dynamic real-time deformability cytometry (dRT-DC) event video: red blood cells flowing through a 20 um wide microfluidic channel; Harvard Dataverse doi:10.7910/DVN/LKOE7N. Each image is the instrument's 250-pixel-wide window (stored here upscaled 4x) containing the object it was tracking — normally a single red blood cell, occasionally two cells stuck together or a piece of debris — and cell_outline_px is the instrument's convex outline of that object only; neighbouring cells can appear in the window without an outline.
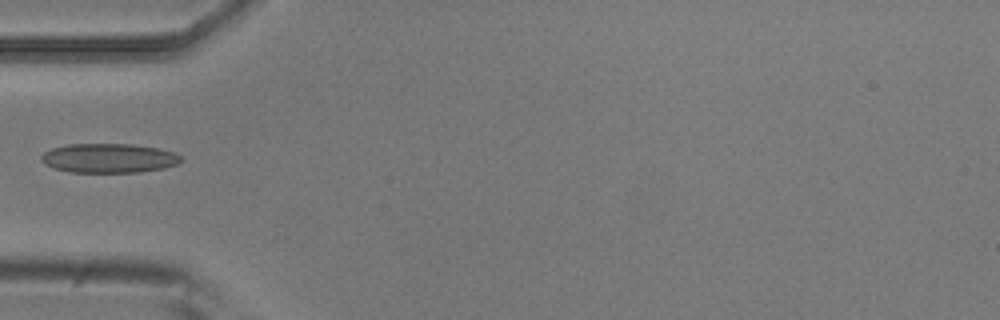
{"species": "common noctule bat (a hibernating species)", "species_latin": "Nyctalus noctula", "temperature_condition": "room temperature", "stored_images_in_passage": 5, "camera_frame_rate_fps": 3000, "um_per_image_px": 0.085, "animal": {"sex": "male", "body_mass_g": 20.5, "forearm_length_mm": 52.5}, "frame": {"image": 1, "passage_image": 4, "time_ms": 1.0, "image_size_px": [1000, 320], "cell_outline_px": [[184, 160], [176, 164], [164, 168], [140, 172], [68, 172], [52, 168], [44, 164], [40, 160], [40, 156], [44, 152], [52, 148], [68, 144], [132, 144], [160, 148], [176, 152]], "centroid_in_image_um": [9.25, 13.44], "position_along_channel_um": 75.8, "area_um2": 24.16}}
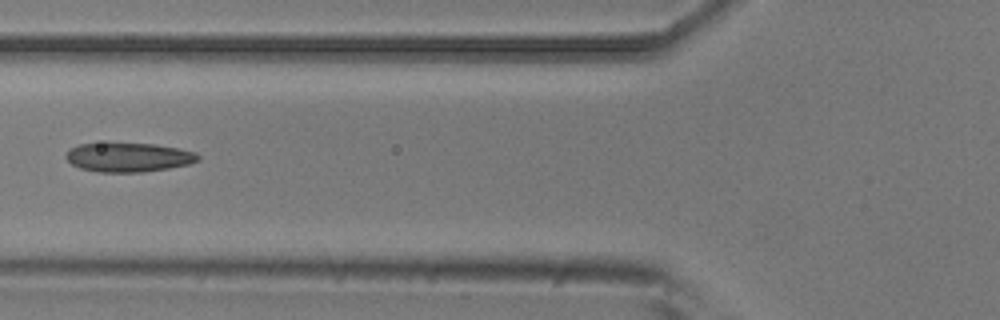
{"frame": {"image": 2, "passage_image": 5, "time_ms": 1.333, "image_size_px": [1000, 320], "cell_outline_px": [[200, 160], [188, 164], [168, 168], [140, 172], [100, 172], [80, 168], [72, 164], [64, 156], [72, 148], [80, 144], [108, 140], [152, 144], [176, 148], [196, 152], [200, 156]], "centroid_in_image_um": [10.89, 13.32], "position_along_channel_um": 114.9, "area_um2": 23.0}}